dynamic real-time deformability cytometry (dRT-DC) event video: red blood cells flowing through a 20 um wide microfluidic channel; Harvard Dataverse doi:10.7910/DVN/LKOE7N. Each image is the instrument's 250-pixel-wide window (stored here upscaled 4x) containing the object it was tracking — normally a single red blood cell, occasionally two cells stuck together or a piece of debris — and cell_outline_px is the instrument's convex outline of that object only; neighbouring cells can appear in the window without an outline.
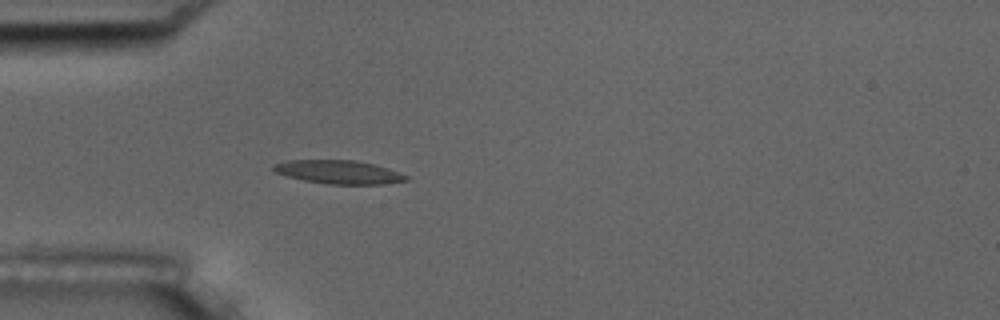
{"species": "common noctule bat (a hibernating species)", "species_latin": "Nyctalus noctula", "temperature_condition": "room temperature", "stored_images_in_passage": 5, "camera_frame_rate_fps": 3000, "um_per_image_px": 0.085, "animal": {"sex": "male", "body_mass_g": 17.5, "forearm_length_mm": 52.3}, "frame": {"image": 1, "passage_image": 5, "time_ms": 4.667, "image_size_px": [1000, 320], "cell_outline_px": [[408, 180], [380, 184], [328, 184], [304, 180], [288, 176], [276, 172], [272, 168], [272, 164], [288, 160], [356, 160], [376, 164], [388, 168], [408, 176]], "centroid_in_image_um": [28.79, 14.61], "position_along_channel_um": 56.2, "area_um2": 18.09}}